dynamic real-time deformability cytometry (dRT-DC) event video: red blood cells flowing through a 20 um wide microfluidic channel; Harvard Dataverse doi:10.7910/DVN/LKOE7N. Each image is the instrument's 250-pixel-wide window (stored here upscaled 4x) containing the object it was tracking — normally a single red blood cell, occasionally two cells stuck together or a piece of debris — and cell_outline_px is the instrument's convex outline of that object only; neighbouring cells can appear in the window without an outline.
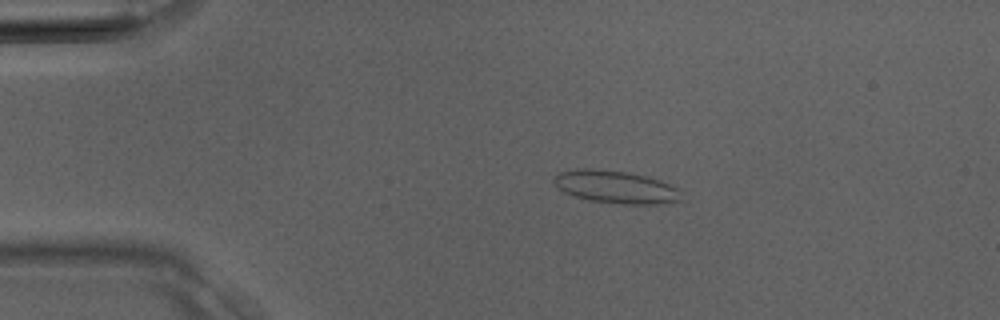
{"species": "Egyptian fruit bat (a non-hibernating species)", "species_latin": "Rousettus aegyptiacus", "temperature_condition": "room temperature", "stored_images_in_passage": 37, "camera_frame_rate_fps": 3000, "um_per_image_px": 0.085, "animal": {"sex": "male"}, "frame": {"image": 1, "passage_image": 7, "time_ms": 2.0, "image_size_px": [1000, 320], "cell_outline_px": [[680, 200], [656, 204], [624, 204], [588, 200], [564, 192], [552, 180], [560, 172], [576, 168], [592, 168], [628, 172], [648, 176], [660, 180], [680, 188]], "centroid_in_image_um": [52.35, 15.88], "position_along_channel_um": 32.6, "area_um2": 24.22}}
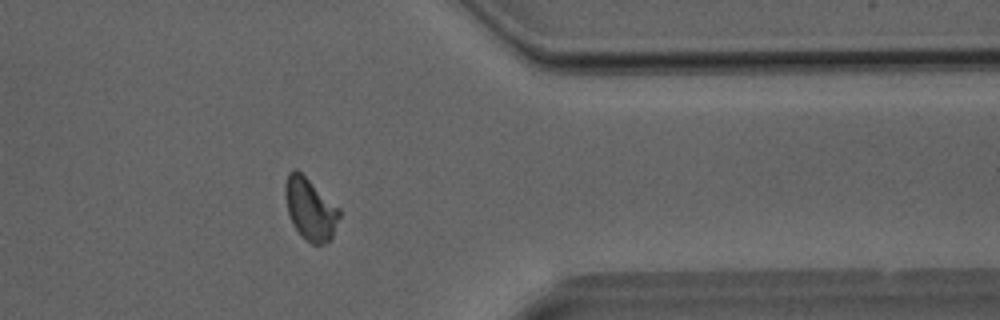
{"frame": {"image": 2, "passage_image": 30, "time_ms": 9.667, "image_size_px": [1000, 320], "cell_outline_px": [[340, 216], [332, 236], [324, 244], [312, 244], [300, 236], [292, 224], [288, 212], [284, 196], [284, 184], [288, 172], [292, 168], [296, 168], [340, 208]], "centroid_in_image_um": [26.34, 17.75], "position_along_channel_um": 385.1, "area_um2": 19.71}}
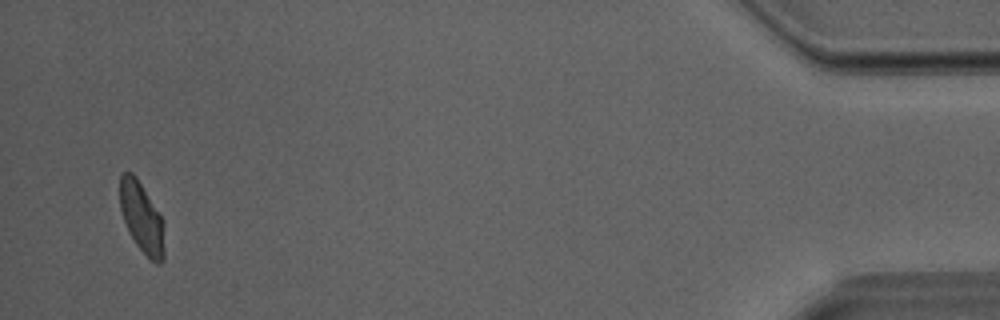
{"frame": {"image": 3, "passage_image": 36, "time_ms": 11.667, "image_size_px": [1000, 320], "cell_outline_px": [[164, 260], [160, 264], [156, 264], [136, 244], [124, 220], [120, 208], [120, 176], [124, 172], [132, 172], [136, 176], [164, 220]], "centroid_in_image_um": [12.07, 18.49], "position_along_channel_um": 423.1, "area_um2": 18.15}}